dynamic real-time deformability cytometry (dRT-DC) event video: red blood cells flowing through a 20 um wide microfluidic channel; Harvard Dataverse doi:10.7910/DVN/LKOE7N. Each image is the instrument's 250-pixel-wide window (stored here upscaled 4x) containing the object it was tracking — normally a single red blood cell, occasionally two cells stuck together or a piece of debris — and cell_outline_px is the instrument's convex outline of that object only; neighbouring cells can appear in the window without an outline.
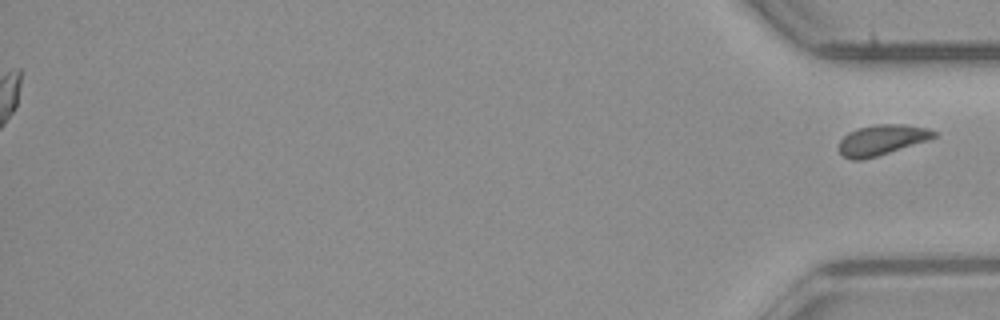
{"species": "common noctule bat (a hibernating species)", "species_latin": "Nyctalus noctula", "temperature_condition": "room temperature", "stored_images_in_passage": 47, "camera_frame_rate_fps": 3000, "um_per_image_px": 0.085, "animal": {"sex": "male", "body_mass_g": 23.1, "forearm_length_mm": 52.7}, "frame": {"image": 1, "passage_image": 47, "time_ms": 15.333, "image_size_px": [1000, 320], "cell_outline_px": [[936, 136], [928, 140], [876, 156], [860, 160], [852, 160], [844, 156], [840, 152], [840, 140], [848, 132], [860, 128], [876, 124], [904, 124], [928, 128], [936, 132]], "centroid_in_image_um": [74.96, 11.88], "position_along_channel_um": 360.2, "area_um2": 16.53}}